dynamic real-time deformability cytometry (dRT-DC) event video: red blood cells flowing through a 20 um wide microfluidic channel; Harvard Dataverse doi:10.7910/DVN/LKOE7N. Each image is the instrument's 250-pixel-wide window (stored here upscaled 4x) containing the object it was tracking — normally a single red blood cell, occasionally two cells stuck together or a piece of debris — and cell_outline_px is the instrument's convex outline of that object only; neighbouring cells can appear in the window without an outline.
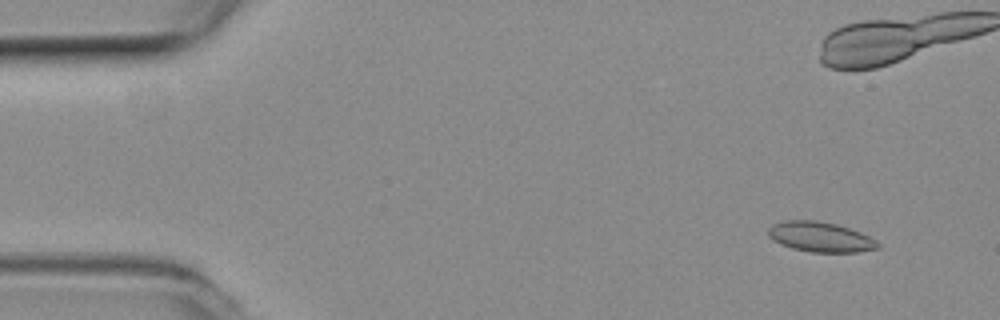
{"species": "common noctule bat (a hibernating species)", "species_latin": "Nyctalus noctula", "temperature_condition": "room temperature", "stored_images_in_passage": 15, "camera_frame_rate_fps": 3000, "um_per_image_px": 0.085, "animal": {"sex": "female", "body_mass_g": 19.3, "forearm_length_mm": 54.1}, "frame": {"image": 1, "passage_image": 5, "time_ms": 1.333, "image_size_px": [1000, 320], "cell_outline_px": [[880, 248], [856, 252], [808, 252], [792, 248], [780, 244], [772, 240], [768, 236], [768, 228], [772, 224], [784, 220], [816, 220], [836, 224], [860, 232], [876, 240], [880, 244]], "centroid_in_image_um": [69.7, 20.14], "position_along_channel_um": 15.3, "area_um2": 19.31}}